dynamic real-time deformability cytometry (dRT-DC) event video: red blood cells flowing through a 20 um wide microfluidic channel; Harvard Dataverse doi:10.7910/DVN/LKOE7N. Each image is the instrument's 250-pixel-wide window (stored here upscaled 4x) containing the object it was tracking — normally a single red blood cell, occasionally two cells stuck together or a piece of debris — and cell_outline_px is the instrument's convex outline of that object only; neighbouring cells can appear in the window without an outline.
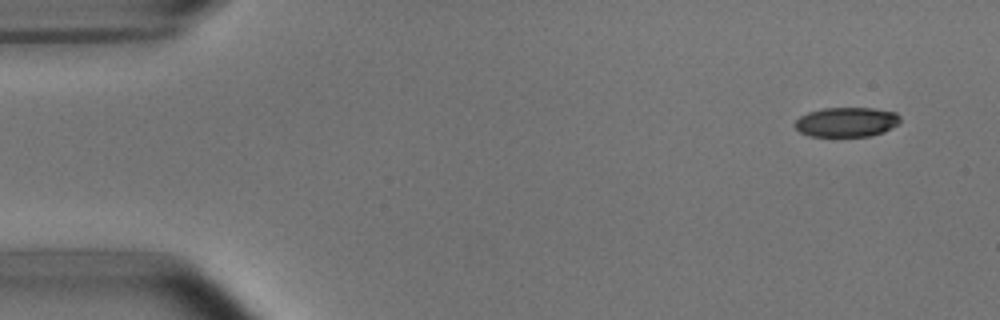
{"species": "common noctule bat (a hibernating species)", "species_latin": "Nyctalus noctula", "temperature_condition": "room temperature", "stored_images_in_passage": 4, "camera_frame_rate_fps": 3000, "um_per_image_px": 0.085, "animal": {"sex": "male", "body_mass_g": 15.6}, "frame": {"image": 1, "passage_image": 1, "time_ms": 0.0, "image_size_px": [1000, 320], "cell_outline_px": [[900, 124], [884, 132], [868, 136], [808, 136], [800, 132], [792, 124], [800, 116], [808, 112], [824, 108], [872, 108], [896, 112], [900, 116]], "centroid_in_image_um": [71.96, 10.37], "position_along_channel_um": 13.0, "area_um2": 18.32}}
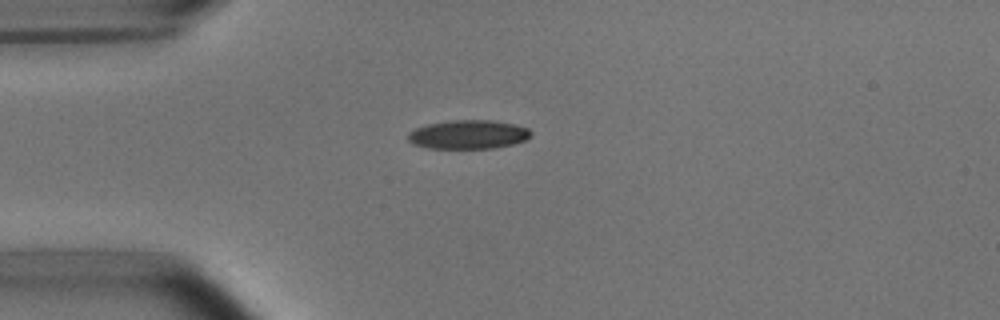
{"frame": {"image": 2, "passage_image": 4, "time_ms": 3.333, "image_size_px": [1000, 320], "cell_outline_px": [[532, 136], [528, 140], [496, 148], [428, 148], [412, 144], [408, 140], [408, 132], [416, 128], [428, 124], [452, 120], [492, 120], [516, 124], [528, 128], [532, 132]], "centroid_in_image_um": [39.85, 11.43], "position_along_channel_um": 45.2, "area_um2": 20.87}}